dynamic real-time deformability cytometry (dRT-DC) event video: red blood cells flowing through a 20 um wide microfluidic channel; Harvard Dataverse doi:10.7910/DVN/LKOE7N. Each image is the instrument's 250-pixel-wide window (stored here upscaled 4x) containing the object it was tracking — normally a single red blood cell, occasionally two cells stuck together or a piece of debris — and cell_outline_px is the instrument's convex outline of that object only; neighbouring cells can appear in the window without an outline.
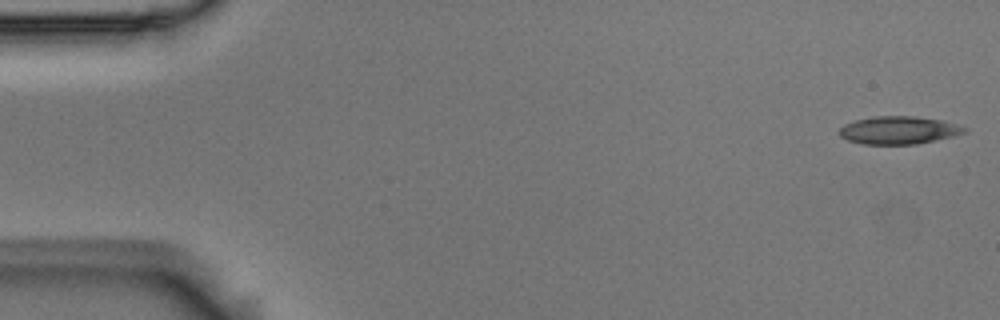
{"species": "Egyptian fruit bat (a non-hibernating species)", "species_latin": "Rousettus aegyptiacus", "temperature_condition": "room temperature", "stored_images_in_passage": 54, "camera_frame_rate_fps": 3000, "um_per_image_px": 0.085, "animal": {"sex": "male"}, "frame": {"image": 1, "passage_image": 1, "time_ms": 0.0, "image_size_px": [1000, 320], "cell_outline_px": [[968, 132], [952, 136], [916, 144], [864, 144], [848, 140], [840, 136], [836, 132], [844, 124], [856, 120], [876, 116], [916, 116], [940, 120], [956, 124], [968, 128]], "centroid_in_image_um": [76.37, 11.06], "position_along_channel_um": 8.6, "area_um2": 20.23}}
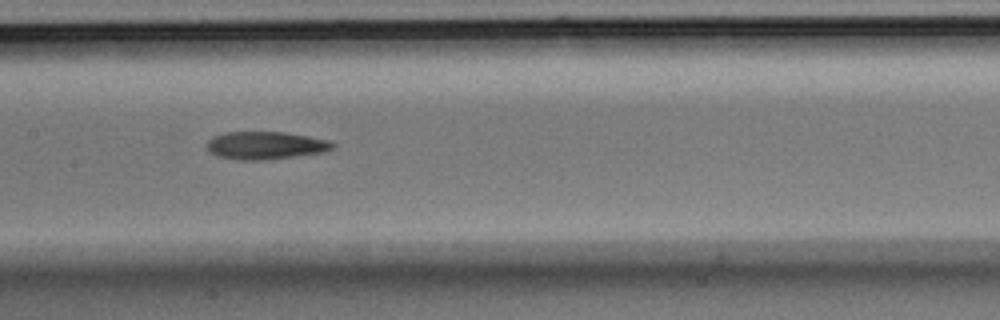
{"frame": {"image": 2, "passage_image": 26, "time_ms": 8.333, "image_size_px": [1000, 320], "cell_outline_px": [[336, 148], [324, 152], [296, 156], [264, 160], [240, 160], [216, 156], [204, 144], [212, 136], [224, 132], [284, 132], [332, 140], [336, 144]], "centroid_in_image_um": [22.6, 12.35], "position_along_channel_um": 184.8, "area_um2": 20.63}}
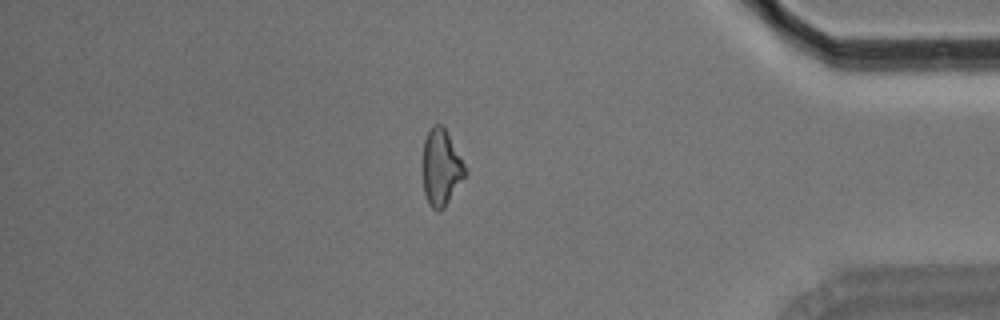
{"frame": {"image": 3, "passage_image": 46, "time_ms": 15.0, "image_size_px": [1000, 320], "cell_outline_px": [[468, 172], [444, 208], [440, 212], [436, 212], [428, 204], [424, 192], [424, 140], [432, 124], [440, 124], [448, 132], [468, 168]], "centroid_in_image_um": [37.54, 14.25], "position_along_channel_um": 397.7, "area_um2": 19.02}, "authors_computed_cell_mechanics": {"area_um2": 20.1144, "velocity_mm_per_s": 3.6901, "shape_relaxation_time_tau1_ms": 9.3298, "shape_relaxation_time_tau2_ms": null, "deformation_change_tau1": 0.2034, "deformation_change_tau2": null}}